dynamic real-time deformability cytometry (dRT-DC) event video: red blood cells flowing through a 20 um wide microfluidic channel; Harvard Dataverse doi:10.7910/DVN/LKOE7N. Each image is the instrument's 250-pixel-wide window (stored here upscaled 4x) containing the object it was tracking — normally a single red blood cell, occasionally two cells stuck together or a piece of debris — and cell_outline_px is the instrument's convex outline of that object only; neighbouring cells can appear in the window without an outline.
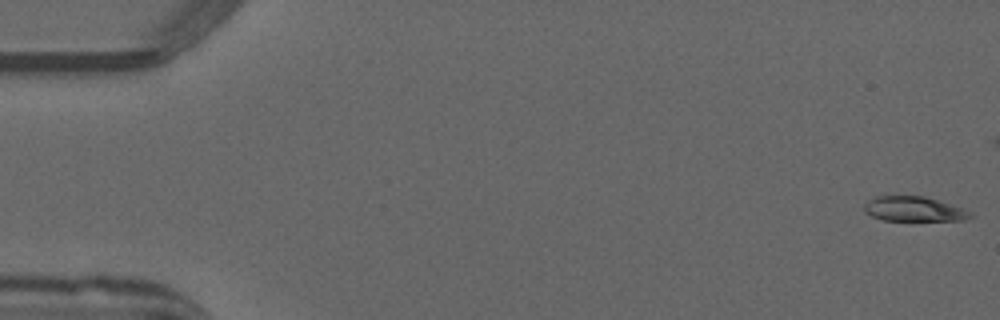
{"species": "common noctule bat (a hibernating species)", "species_latin": "Nyctalus noctula", "temperature_condition": "warm", "stored_images_in_passage": 48, "camera_frame_rate_fps": 3000, "um_per_image_px": 0.085, "animal": {"sex": "male", "forearm_length_mm": 52.5}, "frame": {"image": 1, "passage_image": 1, "time_ms": 0.0, "image_size_px": [1000, 320], "cell_outline_px": [[972, 216], [964, 220], [884, 220], [872, 216], [864, 212], [864, 204], [868, 200], [876, 196], [924, 196], [964, 208], [972, 212]], "centroid_in_image_um": [77.67, 17.76], "position_along_channel_um": 7.3, "area_um2": 15.26}}
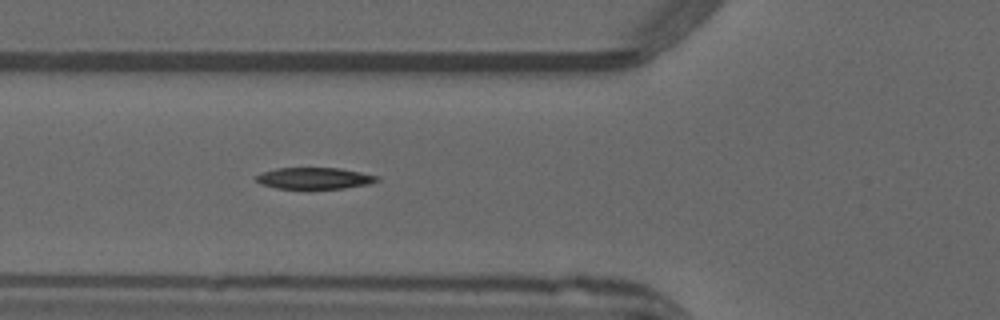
{"frame": {"image": 2, "passage_image": 19, "time_ms": 6.0, "image_size_px": [1000, 320], "cell_outline_px": [[380, 180], [368, 184], [344, 188], [276, 188], [260, 184], [256, 180], [256, 176], [260, 172], [276, 168], [340, 168], [380, 176]], "centroid_in_image_um": [26.72, 15.14], "position_along_channel_um": 99.1, "area_um2": 15.09}}
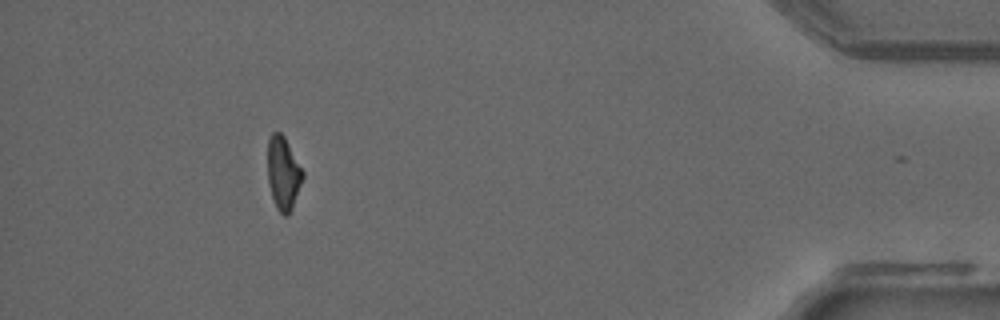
{"frame": {"image": 3, "passage_image": 47, "time_ms": 15.333, "image_size_px": [1000, 320], "cell_outline_px": [[304, 176], [292, 208], [288, 216], [284, 216], [276, 208], [272, 196], [268, 180], [268, 140], [272, 132], [280, 132], [284, 136], [304, 172]], "centroid_in_image_um": [24.08, 14.73], "position_along_channel_um": 411.1, "area_um2": 14.85}, "authors_computed_cell_mechanics": {"area_um2": 15.9239, "velocity_mm_per_s": 3.9969, "shape_relaxation_time_tau1_ms": null, "shape_relaxation_time_tau2_ms": 4.1328, "deformation_change_tau1": null, "deformation_change_tau2": 0.1129}}